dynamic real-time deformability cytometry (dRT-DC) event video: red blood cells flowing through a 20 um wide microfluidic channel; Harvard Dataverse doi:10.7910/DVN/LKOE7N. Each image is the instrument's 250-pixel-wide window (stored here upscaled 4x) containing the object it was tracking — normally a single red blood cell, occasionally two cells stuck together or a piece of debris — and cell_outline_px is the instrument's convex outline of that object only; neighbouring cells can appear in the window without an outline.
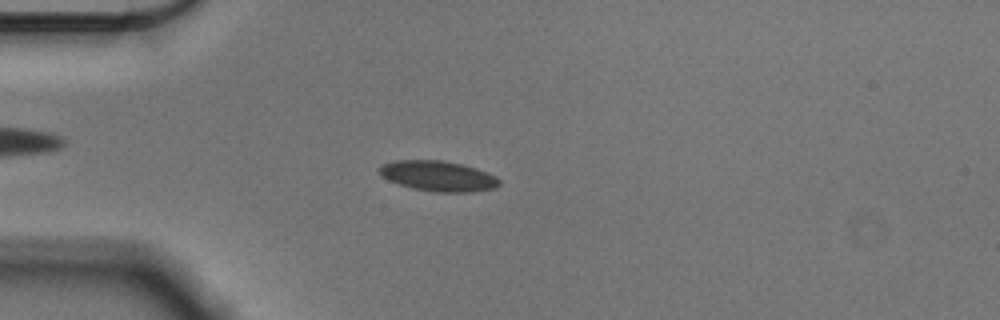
{"species": "Egyptian fruit bat (a non-hibernating species)", "species_latin": "Rousettus aegyptiacus", "temperature_condition": "cold", "stored_images_in_passage": 56, "camera_frame_rate_fps": 3000, "um_per_image_px": 0.085, "animal": {"sex": "male"}, "frame": {"image": 1, "passage_image": 15, "time_ms": 4.667, "image_size_px": [1000, 320], "cell_outline_px": [[500, 184], [496, 188], [468, 192], [436, 192], [416, 188], [400, 184], [388, 180], [380, 176], [376, 168], [380, 164], [396, 160], [444, 160], [476, 168], [488, 172], [496, 176], [500, 180]], "centroid_in_image_um": [37.22, 14.95], "position_along_channel_um": 47.8, "area_um2": 21.33}}
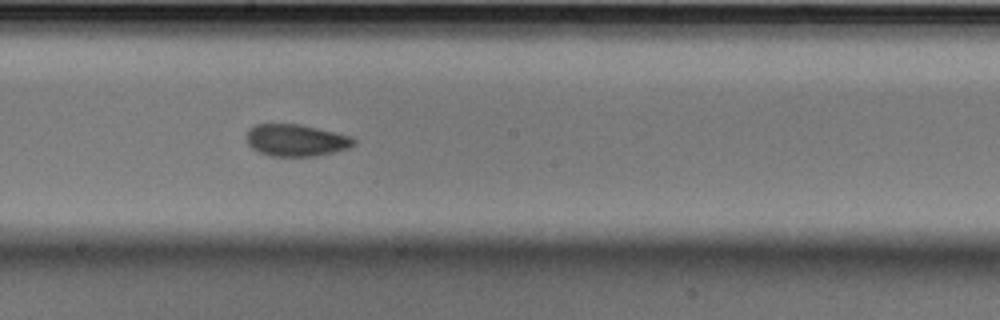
{"frame": {"image": 2, "passage_image": 31, "time_ms": 10.0, "image_size_px": [1000, 320], "cell_outline_px": [[356, 144], [348, 148], [316, 156], [272, 156], [260, 152], [252, 148], [248, 144], [244, 136], [248, 128], [256, 124], [300, 124], [352, 136], [356, 140]], "centroid_in_image_um": [25.14, 11.91], "position_along_channel_um": 223.1, "area_um2": 20.11}}
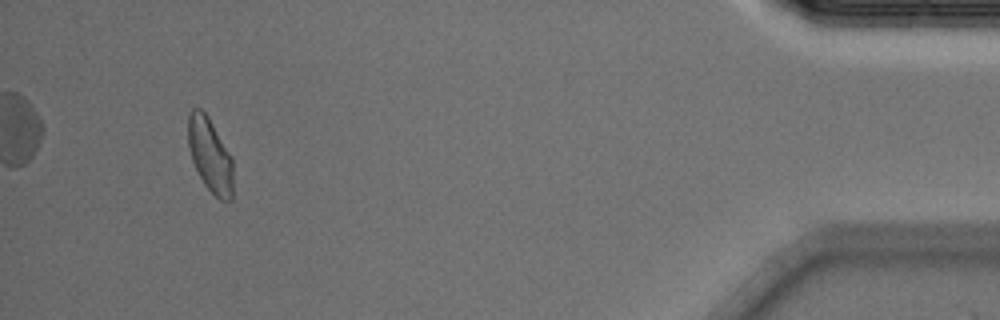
{"frame": {"image": 3, "passage_image": 53, "time_ms": 17.333, "image_size_px": [1000, 320], "cell_outline_px": [[232, 200], [220, 200], [204, 184], [192, 160], [188, 144], [188, 112], [192, 108], [200, 108], [208, 116], [232, 156]], "centroid_in_image_um": [17.85, 13.15], "position_along_channel_um": 417.4, "area_um2": 19.36}, "authors_computed_cell_mechanics": {"area_um2": 20.1144, "velocity_mm_per_s": 3.5646, "shape_relaxation_time_tau1_ms": 4.9053, "shape_relaxation_time_tau2_ms": 1.9698, "deformation_change_tau1": 0.097, "deformation_change_tau2": 0.0585}}